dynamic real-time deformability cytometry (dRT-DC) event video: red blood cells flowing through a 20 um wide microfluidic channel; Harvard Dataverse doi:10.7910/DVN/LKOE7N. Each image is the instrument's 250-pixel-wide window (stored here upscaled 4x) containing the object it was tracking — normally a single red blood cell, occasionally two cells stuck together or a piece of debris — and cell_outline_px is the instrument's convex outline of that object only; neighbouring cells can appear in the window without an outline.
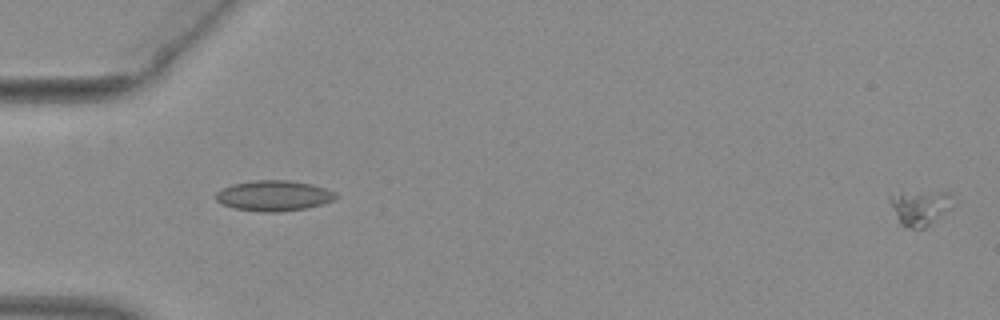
{"species": "common noctule bat (a hibernating species)", "species_latin": "Nyctalus noctula", "temperature_condition": "warm", "stored_images_in_passage": 9, "camera_frame_rate_fps": 3000, "um_per_image_px": 0.085, "animal": {"sex": "female", "body_mass_g": 29.2, "forearm_length_mm": 56.3}, "frame": {"image": 1, "passage_image": 1, "time_ms": 0.0, "image_size_px": [1000, 320], "cell_outline_px": [[952, 208], [924, 228], [908, 228], [900, 224], [888, 196], [900, 192], [948, 192]], "centroid_in_image_um": [78.18, 17.65], "position_along_channel_um": 6.8, "area_um2": 12.54}}